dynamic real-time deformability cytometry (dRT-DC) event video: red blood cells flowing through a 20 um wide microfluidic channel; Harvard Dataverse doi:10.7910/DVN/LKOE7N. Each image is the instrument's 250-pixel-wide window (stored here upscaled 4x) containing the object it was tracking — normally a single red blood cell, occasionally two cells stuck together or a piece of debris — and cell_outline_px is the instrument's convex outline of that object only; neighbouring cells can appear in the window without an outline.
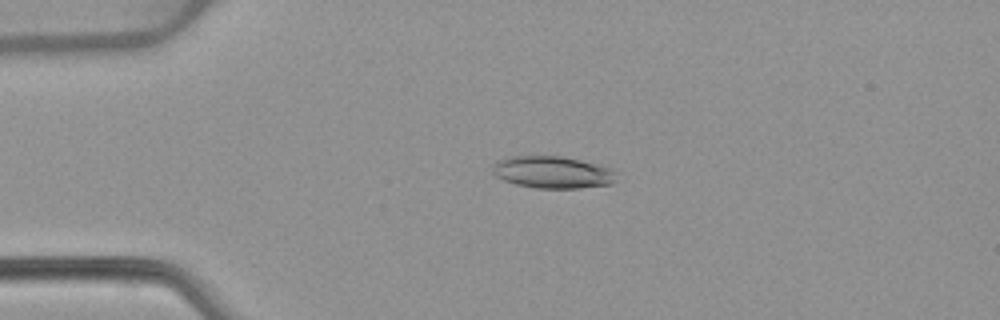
{"species": "common noctule bat (a hibernating species)", "species_latin": "Nyctalus noctula", "temperature_condition": "warm", "stored_images_in_passage": 52, "camera_frame_rate_fps": 3000, "um_per_image_px": 0.085, "animal": {"sex": "female", "body_mass_g": 22.7, "forearm_length_mm": 54.2}, "frame": {"image": 1, "passage_image": 12, "time_ms": 3.667, "image_size_px": [1000, 320], "cell_outline_px": [[616, 180], [612, 184], [580, 188], [536, 188], [516, 184], [504, 180], [496, 176], [492, 172], [492, 164], [496, 160], [508, 156], [564, 156], [612, 168], [616, 172]], "centroid_in_image_um": [46.96, 14.63], "position_along_channel_um": 38.0, "area_um2": 23.41}}
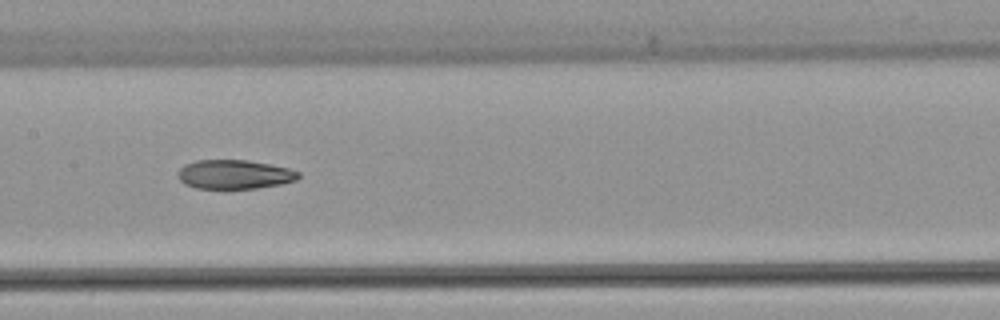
{"frame": {"image": 2, "passage_image": 26, "time_ms": 8.333, "image_size_px": [1000, 320], "cell_outline_px": [[300, 176], [296, 180], [280, 184], [256, 188], [228, 192], [196, 188], [184, 184], [176, 176], [180, 168], [184, 164], [196, 160], [248, 160], [288, 168], [300, 172]], "centroid_in_image_um": [19.87, 14.87], "position_along_channel_um": 187.5, "area_um2": 21.27}}
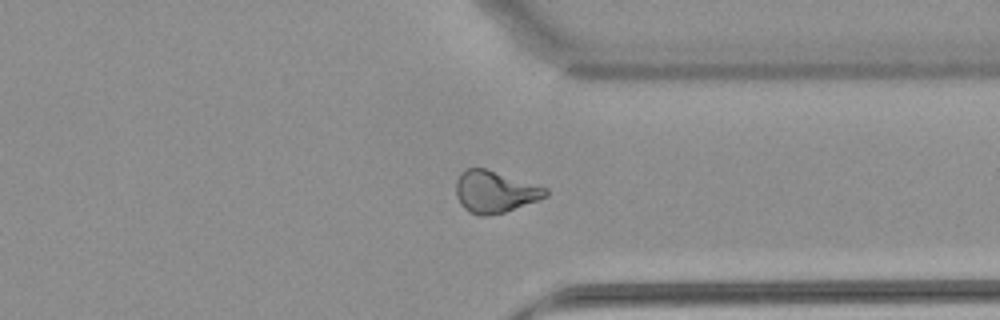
{"frame": {"image": 3, "passage_image": 40, "time_ms": 13.0, "image_size_px": [1000, 320], "cell_outline_px": [[548, 196], [504, 212], [488, 216], [480, 216], [468, 212], [460, 204], [456, 196], [456, 180], [460, 172], [464, 168], [484, 168], [548, 188]], "centroid_in_image_um": [42.02, 16.3], "position_along_channel_um": 369.4, "area_um2": 21.85}, "authors_computed_cell_mechanics": {"area_um2": 22.1663, "velocity_mm_per_s": 3.925, "shape_relaxation_time_tau1_ms": null, "shape_relaxation_time_tau2_ms": 3.857, "deformation_change_tau1": null, "deformation_change_tau2": 0.1136}}